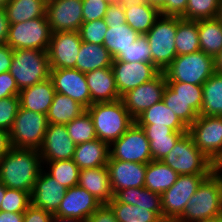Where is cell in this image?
I'll list each match as a JSON object with an SVG mask.
<instances>
[{"label": "cell", "instance_id": "6da1fadb", "mask_svg": "<svg viewBox=\"0 0 222 222\" xmlns=\"http://www.w3.org/2000/svg\"><path fill=\"white\" fill-rule=\"evenodd\" d=\"M43 168L45 167L38 149L11 147L0 159V183L31 195Z\"/></svg>", "mask_w": 222, "mask_h": 222}, {"label": "cell", "instance_id": "7a4b0ae2", "mask_svg": "<svg viewBox=\"0 0 222 222\" xmlns=\"http://www.w3.org/2000/svg\"><path fill=\"white\" fill-rule=\"evenodd\" d=\"M86 111L92 118L97 138L109 146L135 122L121 99L112 102L93 103Z\"/></svg>", "mask_w": 222, "mask_h": 222}, {"label": "cell", "instance_id": "3957f363", "mask_svg": "<svg viewBox=\"0 0 222 222\" xmlns=\"http://www.w3.org/2000/svg\"><path fill=\"white\" fill-rule=\"evenodd\" d=\"M222 214V177L215 170L198 186L175 222H195Z\"/></svg>", "mask_w": 222, "mask_h": 222}, {"label": "cell", "instance_id": "277c9868", "mask_svg": "<svg viewBox=\"0 0 222 222\" xmlns=\"http://www.w3.org/2000/svg\"><path fill=\"white\" fill-rule=\"evenodd\" d=\"M9 72L20 91L48 80L50 64L47 51L13 49V61Z\"/></svg>", "mask_w": 222, "mask_h": 222}, {"label": "cell", "instance_id": "5b68a950", "mask_svg": "<svg viewBox=\"0 0 222 222\" xmlns=\"http://www.w3.org/2000/svg\"><path fill=\"white\" fill-rule=\"evenodd\" d=\"M215 72V58L200 50L177 56L165 69L164 74L166 82L203 85Z\"/></svg>", "mask_w": 222, "mask_h": 222}, {"label": "cell", "instance_id": "8992f818", "mask_svg": "<svg viewBox=\"0 0 222 222\" xmlns=\"http://www.w3.org/2000/svg\"><path fill=\"white\" fill-rule=\"evenodd\" d=\"M179 175L211 174L215 164L206 157L185 133L161 160Z\"/></svg>", "mask_w": 222, "mask_h": 222}, {"label": "cell", "instance_id": "52a82bcc", "mask_svg": "<svg viewBox=\"0 0 222 222\" xmlns=\"http://www.w3.org/2000/svg\"><path fill=\"white\" fill-rule=\"evenodd\" d=\"M176 30L177 17L161 15L145 34L151 49L152 64L160 72H164L177 57L175 48Z\"/></svg>", "mask_w": 222, "mask_h": 222}, {"label": "cell", "instance_id": "ba28073f", "mask_svg": "<svg viewBox=\"0 0 222 222\" xmlns=\"http://www.w3.org/2000/svg\"><path fill=\"white\" fill-rule=\"evenodd\" d=\"M47 126L48 121L45 114L20 107L9 131L11 146L39 149L43 143Z\"/></svg>", "mask_w": 222, "mask_h": 222}, {"label": "cell", "instance_id": "9c48e42d", "mask_svg": "<svg viewBox=\"0 0 222 222\" xmlns=\"http://www.w3.org/2000/svg\"><path fill=\"white\" fill-rule=\"evenodd\" d=\"M47 16L26 22L10 24L6 45L12 49H35L47 51L51 40Z\"/></svg>", "mask_w": 222, "mask_h": 222}, {"label": "cell", "instance_id": "30bf717a", "mask_svg": "<svg viewBox=\"0 0 222 222\" xmlns=\"http://www.w3.org/2000/svg\"><path fill=\"white\" fill-rule=\"evenodd\" d=\"M188 134L215 165L222 162V116L199 115L188 127Z\"/></svg>", "mask_w": 222, "mask_h": 222}, {"label": "cell", "instance_id": "8fae6325", "mask_svg": "<svg viewBox=\"0 0 222 222\" xmlns=\"http://www.w3.org/2000/svg\"><path fill=\"white\" fill-rule=\"evenodd\" d=\"M210 174L179 175L176 182L161 194L164 222H175L201 182Z\"/></svg>", "mask_w": 222, "mask_h": 222}, {"label": "cell", "instance_id": "7c38bea8", "mask_svg": "<svg viewBox=\"0 0 222 222\" xmlns=\"http://www.w3.org/2000/svg\"><path fill=\"white\" fill-rule=\"evenodd\" d=\"M109 159L147 164L152 161L149 140L135 122L109 146Z\"/></svg>", "mask_w": 222, "mask_h": 222}, {"label": "cell", "instance_id": "4fadbf2b", "mask_svg": "<svg viewBox=\"0 0 222 222\" xmlns=\"http://www.w3.org/2000/svg\"><path fill=\"white\" fill-rule=\"evenodd\" d=\"M81 43L78 31L52 33L47 49L50 69H76Z\"/></svg>", "mask_w": 222, "mask_h": 222}, {"label": "cell", "instance_id": "5bb4252c", "mask_svg": "<svg viewBox=\"0 0 222 222\" xmlns=\"http://www.w3.org/2000/svg\"><path fill=\"white\" fill-rule=\"evenodd\" d=\"M166 85V76L164 72H160L152 80L123 94L121 101L135 119L144 110L162 100Z\"/></svg>", "mask_w": 222, "mask_h": 222}, {"label": "cell", "instance_id": "9a60e30c", "mask_svg": "<svg viewBox=\"0 0 222 222\" xmlns=\"http://www.w3.org/2000/svg\"><path fill=\"white\" fill-rule=\"evenodd\" d=\"M82 0H47L46 15L54 32L78 31L83 23Z\"/></svg>", "mask_w": 222, "mask_h": 222}, {"label": "cell", "instance_id": "2e32d148", "mask_svg": "<svg viewBox=\"0 0 222 222\" xmlns=\"http://www.w3.org/2000/svg\"><path fill=\"white\" fill-rule=\"evenodd\" d=\"M111 68L120 97L139 85L152 80L160 73L152 63L147 62L130 63L113 60Z\"/></svg>", "mask_w": 222, "mask_h": 222}, {"label": "cell", "instance_id": "e0dca14e", "mask_svg": "<svg viewBox=\"0 0 222 222\" xmlns=\"http://www.w3.org/2000/svg\"><path fill=\"white\" fill-rule=\"evenodd\" d=\"M50 79L57 93L72 98L86 109L91 106L85 73L75 68L50 69Z\"/></svg>", "mask_w": 222, "mask_h": 222}, {"label": "cell", "instance_id": "ac0fdd59", "mask_svg": "<svg viewBox=\"0 0 222 222\" xmlns=\"http://www.w3.org/2000/svg\"><path fill=\"white\" fill-rule=\"evenodd\" d=\"M102 203L79 185L66 190L55 215L87 222Z\"/></svg>", "mask_w": 222, "mask_h": 222}, {"label": "cell", "instance_id": "d6986e66", "mask_svg": "<svg viewBox=\"0 0 222 222\" xmlns=\"http://www.w3.org/2000/svg\"><path fill=\"white\" fill-rule=\"evenodd\" d=\"M75 147L65 124H48L38 150L42 161H57L73 159Z\"/></svg>", "mask_w": 222, "mask_h": 222}, {"label": "cell", "instance_id": "ffe728a7", "mask_svg": "<svg viewBox=\"0 0 222 222\" xmlns=\"http://www.w3.org/2000/svg\"><path fill=\"white\" fill-rule=\"evenodd\" d=\"M106 167L113 195L118 190L144 187L146 164L108 159Z\"/></svg>", "mask_w": 222, "mask_h": 222}, {"label": "cell", "instance_id": "44dd1931", "mask_svg": "<svg viewBox=\"0 0 222 222\" xmlns=\"http://www.w3.org/2000/svg\"><path fill=\"white\" fill-rule=\"evenodd\" d=\"M45 171L43 168L35 181L31 204L55 214L67 189Z\"/></svg>", "mask_w": 222, "mask_h": 222}, {"label": "cell", "instance_id": "7402d4cb", "mask_svg": "<svg viewBox=\"0 0 222 222\" xmlns=\"http://www.w3.org/2000/svg\"><path fill=\"white\" fill-rule=\"evenodd\" d=\"M85 78L91 95V105L121 99L111 67L86 72Z\"/></svg>", "mask_w": 222, "mask_h": 222}, {"label": "cell", "instance_id": "603a6c76", "mask_svg": "<svg viewBox=\"0 0 222 222\" xmlns=\"http://www.w3.org/2000/svg\"><path fill=\"white\" fill-rule=\"evenodd\" d=\"M56 90L49 78L43 82L30 86L20 91V107L33 112L47 114L52 104Z\"/></svg>", "mask_w": 222, "mask_h": 222}, {"label": "cell", "instance_id": "cb8c5ba5", "mask_svg": "<svg viewBox=\"0 0 222 222\" xmlns=\"http://www.w3.org/2000/svg\"><path fill=\"white\" fill-rule=\"evenodd\" d=\"M78 185L86 189L102 204H108L113 199L106 166L81 169Z\"/></svg>", "mask_w": 222, "mask_h": 222}, {"label": "cell", "instance_id": "d4e9b609", "mask_svg": "<svg viewBox=\"0 0 222 222\" xmlns=\"http://www.w3.org/2000/svg\"><path fill=\"white\" fill-rule=\"evenodd\" d=\"M109 145L100 139L76 145L73 161L79 169L107 166Z\"/></svg>", "mask_w": 222, "mask_h": 222}, {"label": "cell", "instance_id": "484cf974", "mask_svg": "<svg viewBox=\"0 0 222 222\" xmlns=\"http://www.w3.org/2000/svg\"><path fill=\"white\" fill-rule=\"evenodd\" d=\"M110 202H120L149 208L150 211L155 212L163 220L161 195L145 187L118 190Z\"/></svg>", "mask_w": 222, "mask_h": 222}, {"label": "cell", "instance_id": "4316f807", "mask_svg": "<svg viewBox=\"0 0 222 222\" xmlns=\"http://www.w3.org/2000/svg\"><path fill=\"white\" fill-rule=\"evenodd\" d=\"M137 125L167 126L174 131H188V127L167 107L163 100L153 104L135 118Z\"/></svg>", "mask_w": 222, "mask_h": 222}, {"label": "cell", "instance_id": "83f0119b", "mask_svg": "<svg viewBox=\"0 0 222 222\" xmlns=\"http://www.w3.org/2000/svg\"><path fill=\"white\" fill-rule=\"evenodd\" d=\"M112 61L113 57L103 45L82 42L76 61V69L86 73L111 67Z\"/></svg>", "mask_w": 222, "mask_h": 222}, {"label": "cell", "instance_id": "f1b7e54d", "mask_svg": "<svg viewBox=\"0 0 222 222\" xmlns=\"http://www.w3.org/2000/svg\"><path fill=\"white\" fill-rule=\"evenodd\" d=\"M178 177L179 174L161 160H152L146 164L144 187L161 195Z\"/></svg>", "mask_w": 222, "mask_h": 222}, {"label": "cell", "instance_id": "f546056e", "mask_svg": "<svg viewBox=\"0 0 222 222\" xmlns=\"http://www.w3.org/2000/svg\"><path fill=\"white\" fill-rule=\"evenodd\" d=\"M4 9L10 24L26 22L47 16V0H9Z\"/></svg>", "mask_w": 222, "mask_h": 222}, {"label": "cell", "instance_id": "4dcf8cb0", "mask_svg": "<svg viewBox=\"0 0 222 222\" xmlns=\"http://www.w3.org/2000/svg\"><path fill=\"white\" fill-rule=\"evenodd\" d=\"M85 111L86 108L83 105L56 92L46 116L48 124H67Z\"/></svg>", "mask_w": 222, "mask_h": 222}, {"label": "cell", "instance_id": "1f68e13d", "mask_svg": "<svg viewBox=\"0 0 222 222\" xmlns=\"http://www.w3.org/2000/svg\"><path fill=\"white\" fill-rule=\"evenodd\" d=\"M200 50L216 57L222 50V24L216 19L197 20Z\"/></svg>", "mask_w": 222, "mask_h": 222}, {"label": "cell", "instance_id": "d6a6232c", "mask_svg": "<svg viewBox=\"0 0 222 222\" xmlns=\"http://www.w3.org/2000/svg\"><path fill=\"white\" fill-rule=\"evenodd\" d=\"M200 115L222 116V74L215 72L202 85Z\"/></svg>", "mask_w": 222, "mask_h": 222}, {"label": "cell", "instance_id": "836d02e7", "mask_svg": "<svg viewBox=\"0 0 222 222\" xmlns=\"http://www.w3.org/2000/svg\"><path fill=\"white\" fill-rule=\"evenodd\" d=\"M139 35L127 23L108 25L103 46L114 57L116 54H123V51L133 44Z\"/></svg>", "mask_w": 222, "mask_h": 222}, {"label": "cell", "instance_id": "e575fe53", "mask_svg": "<svg viewBox=\"0 0 222 222\" xmlns=\"http://www.w3.org/2000/svg\"><path fill=\"white\" fill-rule=\"evenodd\" d=\"M124 10L126 23L139 34H146L161 16L160 10L151 6L147 1Z\"/></svg>", "mask_w": 222, "mask_h": 222}, {"label": "cell", "instance_id": "d590c367", "mask_svg": "<svg viewBox=\"0 0 222 222\" xmlns=\"http://www.w3.org/2000/svg\"><path fill=\"white\" fill-rule=\"evenodd\" d=\"M175 48L177 56L200 51L197 21L177 17Z\"/></svg>", "mask_w": 222, "mask_h": 222}, {"label": "cell", "instance_id": "8d00e7d4", "mask_svg": "<svg viewBox=\"0 0 222 222\" xmlns=\"http://www.w3.org/2000/svg\"><path fill=\"white\" fill-rule=\"evenodd\" d=\"M107 205L112 209L118 222H164L149 208L120 202H109Z\"/></svg>", "mask_w": 222, "mask_h": 222}, {"label": "cell", "instance_id": "74e56055", "mask_svg": "<svg viewBox=\"0 0 222 222\" xmlns=\"http://www.w3.org/2000/svg\"><path fill=\"white\" fill-rule=\"evenodd\" d=\"M42 162L48 168L46 172L66 189L78 185L80 169L72 159Z\"/></svg>", "mask_w": 222, "mask_h": 222}, {"label": "cell", "instance_id": "f35d334b", "mask_svg": "<svg viewBox=\"0 0 222 222\" xmlns=\"http://www.w3.org/2000/svg\"><path fill=\"white\" fill-rule=\"evenodd\" d=\"M65 125L70 138L76 145L97 139L92 118L87 111Z\"/></svg>", "mask_w": 222, "mask_h": 222}, {"label": "cell", "instance_id": "ab89813d", "mask_svg": "<svg viewBox=\"0 0 222 222\" xmlns=\"http://www.w3.org/2000/svg\"><path fill=\"white\" fill-rule=\"evenodd\" d=\"M162 100L187 127H189L199 116L190 104L179 98L177 93L168 85H166L164 89Z\"/></svg>", "mask_w": 222, "mask_h": 222}, {"label": "cell", "instance_id": "60d3db41", "mask_svg": "<svg viewBox=\"0 0 222 222\" xmlns=\"http://www.w3.org/2000/svg\"><path fill=\"white\" fill-rule=\"evenodd\" d=\"M113 60L123 62H147L152 63V54L150 45L145 34H140L136 41L131 44L123 54H116Z\"/></svg>", "mask_w": 222, "mask_h": 222}, {"label": "cell", "instance_id": "b9f144b4", "mask_svg": "<svg viewBox=\"0 0 222 222\" xmlns=\"http://www.w3.org/2000/svg\"><path fill=\"white\" fill-rule=\"evenodd\" d=\"M219 1L220 0H188L186 12L182 19L197 21L215 18Z\"/></svg>", "mask_w": 222, "mask_h": 222}, {"label": "cell", "instance_id": "7bdbcfd3", "mask_svg": "<svg viewBox=\"0 0 222 222\" xmlns=\"http://www.w3.org/2000/svg\"><path fill=\"white\" fill-rule=\"evenodd\" d=\"M167 85L177 93V96L200 115L202 107V85H195L186 82H166Z\"/></svg>", "mask_w": 222, "mask_h": 222}, {"label": "cell", "instance_id": "ee69618b", "mask_svg": "<svg viewBox=\"0 0 222 222\" xmlns=\"http://www.w3.org/2000/svg\"><path fill=\"white\" fill-rule=\"evenodd\" d=\"M30 204L31 197L28 192L6 187L5 196L0 206V211L25 212Z\"/></svg>", "mask_w": 222, "mask_h": 222}, {"label": "cell", "instance_id": "f6af8a7d", "mask_svg": "<svg viewBox=\"0 0 222 222\" xmlns=\"http://www.w3.org/2000/svg\"><path fill=\"white\" fill-rule=\"evenodd\" d=\"M185 133L188 131H174L167 137H147L152 159L162 160Z\"/></svg>", "mask_w": 222, "mask_h": 222}, {"label": "cell", "instance_id": "bcb514c9", "mask_svg": "<svg viewBox=\"0 0 222 222\" xmlns=\"http://www.w3.org/2000/svg\"><path fill=\"white\" fill-rule=\"evenodd\" d=\"M108 29L104 19L82 23L78 30L82 42L103 45Z\"/></svg>", "mask_w": 222, "mask_h": 222}, {"label": "cell", "instance_id": "7dc6e473", "mask_svg": "<svg viewBox=\"0 0 222 222\" xmlns=\"http://www.w3.org/2000/svg\"><path fill=\"white\" fill-rule=\"evenodd\" d=\"M19 108V96L0 99V129L10 131Z\"/></svg>", "mask_w": 222, "mask_h": 222}, {"label": "cell", "instance_id": "c3c4849f", "mask_svg": "<svg viewBox=\"0 0 222 222\" xmlns=\"http://www.w3.org/2000/svg\"><path fill=\"white\" fill-rule=\"evenodd\" d=\"M83 23L104 19L110 2L105 0H82Z\"/></svg>", "mask_w": 222, "mask_h": 222}, {"label": "cell", "instance_id": "681fc988", "mask_svg": "<svg viewBox=\"0 0 222 222\" xmlns=\"http://www.w3.org/2000/svg\"><path fill=\"white\" fill-rule=\"evenodd\" d=\"M20 90L18 89L14 77L10 72L0 74V99L11 96H18Z\"/></svg>", "mask_w": 222, "mask_h": 222}, {"label": "cell", "instance_id": "f907efd6", "mask_svg": "<svg viewBox=\"0 0 222 222\" xmlns=\"http://www.w3.org/2000/svg\"><path fill=\"white\" fill-rule=\"evenodd\" d=\"M188 0H166L165 4L159 9L164 16L182 18L186 12Z\"/></svg>", "mask_w": 222, "mask_h": 222}, {"label": "cell", "instance_id": "816d5d0a", "mask_svg": "<svg viewBox=\"0 0 222 222\" xmlns=\"http://www.w3.org/2000/svg\"><path fill=\"white\" fill-rule=\"evenodd\" d=\"M104 20L107 25L125 24V10L121 4L110 3L105 13Z\"/></svg>", "mask_w": 222, "mask_h": 222}, {"label": "cell", "instance_id": "f5cc1de1", "mask_svg": "<svg viewBox=\"0 0 222 222\" xmlns=\"http://www.w3.org/2000/svg\"><path fill=\"white\" fill-rule=\"evenodd\" d=\"M53 214L30 204L24 212L23 222H50Z\"/></svg>", "mask_w": 222, "mask_h": 222}, {"label": "cell", "instance_id": "db71d44e", "mask_svg": "<svg viewBox=\"0 0 222 222\" xmlns=\"http://www.w3.org/2000/svg\"><path fill=\"white\" fill-rule=\"evenodd\" d=\"M87 222H118L112 209L107 204H102L91 214Z\"/></svg>", "mask_w": 222, "mask_h": 222}, {"label": "cell", "instance_id": "11a10c76", "mask_svg": "<svg viewBox=\"0 0 222 222\" xmlns=\"http://www.w3.org/2000/svg\"><path fill=\"white\" fill-rule=\"evenodd\" d=\"M13 61V49L6 44L0 45V74L8 72Z\"/></svg>", "mask_w": 222, "mask_h": 222}, {"label": "cell", "instance_id": "9f6ffc18", "mask_svg": "<svg viewBox=\"0 0 222 222\" xmlns=\"http://www.w3.org/2000/svg\"><path fill=\"white\" fill-rule=\"evenodd\" d=\"M140 126L145 134L146 137H167L174 132V130L167 126H154V124L149 125H138Z\"/></svg>", "mask_w": 222, "mask_h": 222}, {"label": "cell", "instance_id": "6f0895ef", "mask_svg": "<svg viewBox=\"0 0 222 222\" xmlns=\"http://www.w3.org/2000/svg\"><path fill=\"white\" fill-rule=\"evenodd\" d=\"M10 23L4 8H0V45L6 44Z\"/></svg>", "mask_w": 222, "mask_h": 222}, {"label": "cell", "instance_id": "680465c9", "mask_svg": "<svg viewBox=\"0 0 222 222\" xmlns=\"http://www.w3.org/2000/svg\"><path fill=\"white\" fill-rule=\"evenodd\" d=\"M9 132L0 129V159H2L11 148Z\"/></svg>", "mask_w": 222, "mask_h": 222}, {"label": "cell", "instance_id": "91938a15", "mask_svg": "<svg viewBox=\"0 0 222 222\" xmlns=\"http://www.w3.org/2000/svg\"><path fill=\"white\" fill-rule=\"evenodd\" d=\"M24 212L0 211V222H23Z\"/></svg>", "mask_w": 222, "mask_h": 222}, {"label": "cell", "instance_id": "94428289", "mask_svg": "<svg viewBox=\"0 0 222 222\" xmlns=\"http://www.w3.org/2000/svg\"><path fill=\"white\" fill-rule=\"evenodd\" d=\"M146 0H111V3L121 4L124 9H128L134 5H141Z\"/></svg>", "mask_w": 222, "mask_h": 222}, {"label": "cell", "instance_id": "6125c7cd", "mask_svg": "<svg viewBox=\"0 0 222 222\" xmlns=\"http://www.w3.org/2000/svg\"><path fill=\"white\" fill-rule=\"evenodd\" d=\"M50 222H85L79 219H73V218H65V217H60L55 214H53Z\"/></svg>", "mask_w": 222, "mask_h": 222}, {"label": "cell", "instance_id": "be15d7a7", "mask_svg": "<svg viewBox=\"0 0 222 222\" xmlns=\"http://www.w3.org/2000/svg\"><path fill=\"white\" fill-rule=\"evenodd\" d=\"M215 70L216 73L222 74V50L215 57Z\"/></svg>", "mask_w": 222, "mask_h": 222}, {"label": "cell", "instance_id": "e7e4bbea", "mask_svg": "<svg viewBox=\"0 0 222 222\" xmlns=\"http://www.w3.org/2000/svg\"><path fill=\"white\" fill-rule=\"evenodd\" d=\"M151 6L160 9L166 2V0H146Z\"/></svg>", "mask_w": 222, "mask_h": 222}, {"label": "cell", "instance_id": "03108f58", "mask_svg": "<svg viewBox=\"0 0 222 222\" xmlns=\"http://www.w3.org/2000/svg\"><path fill=\"white\" fill-rule=\"evenodd\" d=\"M195 222H222V214L218 215V216H215V217H212V218H206V219H203V220H198V221H195Z\"/></svg>", "mask_w": 222, "mask_h": 222}, {"label": "cell", "instance_id": "003e7915", "mask_svg": "<svg viewBox=\"0 0 222 222\" xmlns=\"http://www.w3.org/2000/svg\"><path fill=\"white\" fill-rule=\"evenodd\" d=\"M215 18L222 24V0L219 1V7Z\"/></svg>", "mask_w": 222, "mask_h": 222}, {"label": "cell", "instance_id": "a7ac6f4b", "mask_svg": "<svg viewBox=\"0 0 222 222\" xmlns=\"http://www.w3.org/2000/svg\"><path fill=\"white\" fill-rule=\"evenodd\" d=\"M5 191H6V186L3 185L2 183H0V206H1V202L5 196Z\"/></svg>", "mask_w": 222, "mask_h": 222}, {"label": "cell", "instance_id": "89a4df30", "mask_svg": "<svg viewBox=\"0 0 222 222\" xmlns=\"http://www.w3.org/2000/svg\"><path fill=\"white\" fill-rule=\"evenodd\" d=\"M215 170L220 174L222 177V162L215 165Z\"/></svg>", "mask_w": 222, "mask_h": 222}, {"label": "cell", "instance_id": "2644e50d", "mask_svg": "<svg viewBox=\"0 0 222 222\" xmlns=\"http://www.w3.org/2000/svg\"><path fill=\"white\" fill-rule=\"evenodd\" d=\"M9 2V0H0V8H5V5Z\"/></svg>", "mask_w": 222, "mask_h": 222}]
</instances>
